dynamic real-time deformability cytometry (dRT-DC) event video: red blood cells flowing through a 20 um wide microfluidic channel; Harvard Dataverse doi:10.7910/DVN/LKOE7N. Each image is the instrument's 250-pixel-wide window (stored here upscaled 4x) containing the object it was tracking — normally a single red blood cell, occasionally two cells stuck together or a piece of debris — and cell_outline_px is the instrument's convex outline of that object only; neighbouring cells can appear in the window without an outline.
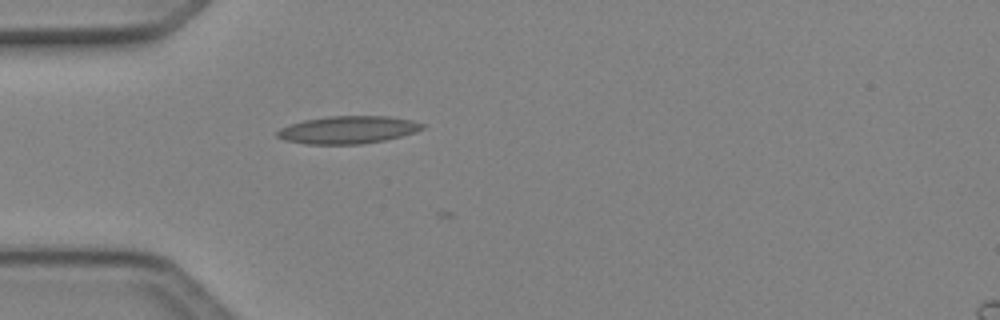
{"species": "Egyptian fruit bat (a non-hibernating species)", "species_latin": "Rousettus aegyptiacus", "temperature_condition": "cold", "stored_images_in_passage": 4, "camera_frame_rate_fps": 3000, "um_per_image_px": 0.085, "animal": {"sex": "female"}, "frame": {"image": 1, "passage_image": 1, "time_ms": 0.0, "image_size_px": [1000, 320], "cell_outline_px": [[428, 124], [424, 128], [416, 132], [384, 140], [360, 144], [304, 144], [284, 140], [276, 136], [276, 132], [280, 128], [304, 120], [328, 116], [388, 116], [412, 120]], "centroid_in_image_um": [29.6, 11.03], "position_along_channel_um": 55.4, "area_um2": 23.41}}